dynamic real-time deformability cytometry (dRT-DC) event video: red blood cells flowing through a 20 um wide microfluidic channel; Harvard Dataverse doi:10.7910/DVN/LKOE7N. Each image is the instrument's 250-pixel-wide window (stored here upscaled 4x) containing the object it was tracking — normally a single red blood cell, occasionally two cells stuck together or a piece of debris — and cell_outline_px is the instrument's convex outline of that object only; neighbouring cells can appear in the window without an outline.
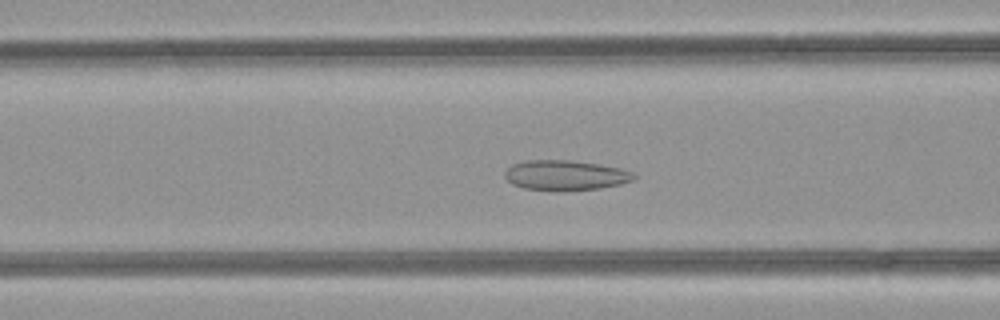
{"species": "common noctule bat (a hibernating species)", "species_latin": "Nyctalus noctula", "temperature_condition": "room temperature", "stored_images_in_passage": 49, "camera_frame_rate_fps": 3000, "um_per_image_px": 0.085, "animal": {"sex": "female", "body_mass_g": 21.9}, "frame": {"image": 1, "passage_image": 18, "time_ms": 5.667, "image_size_px": [1000, 320], "cell_outline_px": [[636, 176], [632, 180], [620, 184], [600, 188], [524, 188], [512, 184], [504, 176], [504, 172], [512, 164], [524, 160], [572, 160], [620, 168], [632, 172]], "centroid_in_image_um": [48.03, 14.85], "position_along_channel_um": 118.6, "area_um2": 21.68}}
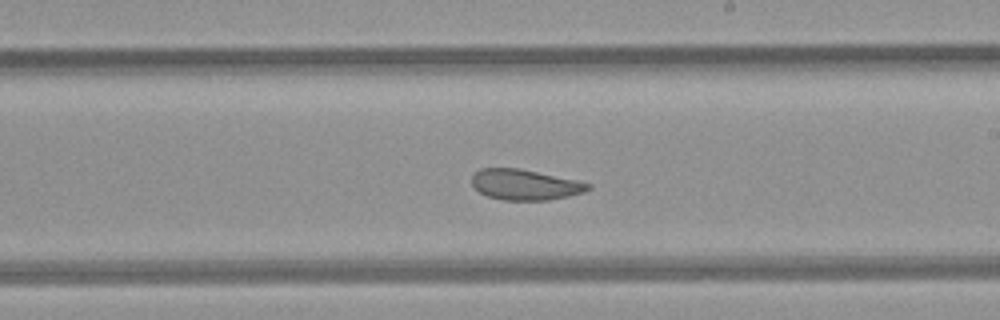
{"frame": {"image": 2, "passage_image": 27, "time_ms": 8.667, "image_size_px": [1000, 320], "cell_outline_px": [[592, 188], [584, 192], [568, 196], [548, 200], [504, 200], [488, 196], [480, 192], [472, 184], [472, 176], [480, 168], [520, 168], [576, 180], [592, 184]], "centroid_in_image_um": [44.64, 15.69], "position_along_channel_um": 244.4, "area_um2": 20.63}}
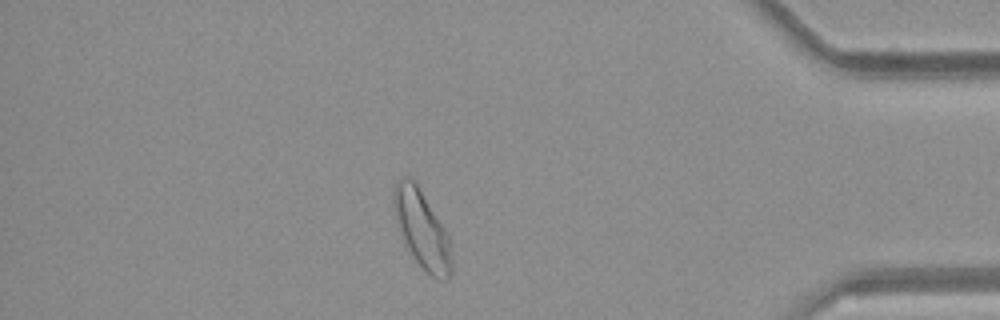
{"frame": {"image": 3, "passage_image": 41, "time_ms": 13.333, "image_size_px": [1000, 320], "cell_outline_px": [[452, 272], [448, 280], [436, 280], [424, 272], [408, 252], [404, 244], [396, 220], [396, 184], [404, 176], [408, 176], [416, 184], [448, 232], [452, 260]], "centroid_in_image_um": [35.93, 19.64], "position_along_channel_um": 399.3, "area_um2": 25.95}, "authors_computed_cell_mechanics": {"area_um2": 25.143, "velocity_mm_per_s": 4.2008, "shape_relaxation_time_tau1_ms": null, "shape_relaxation_time_tau2_ms": 1.8302, "deformation_change_tau1": null, "deformation_change_tau2": 0.0874}}